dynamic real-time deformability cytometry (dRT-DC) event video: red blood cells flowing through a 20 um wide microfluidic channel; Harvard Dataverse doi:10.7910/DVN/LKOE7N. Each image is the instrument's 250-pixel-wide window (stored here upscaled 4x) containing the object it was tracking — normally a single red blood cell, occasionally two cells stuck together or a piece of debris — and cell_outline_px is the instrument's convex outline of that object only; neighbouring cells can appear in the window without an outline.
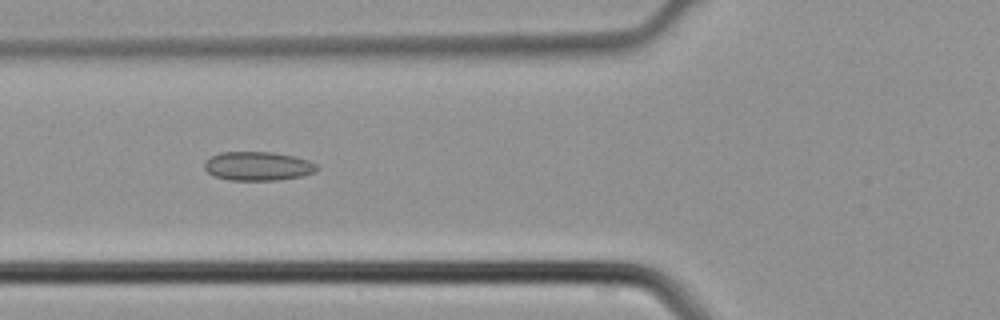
{"species": "common noctule bat (a hibernating species)", "species_latin": "Nyctalus noctula", "temperature_condition": "cold", "stored_images_in_passage": 4, "camera_frame_rate_fps": 3000, "um_per_image_px": 0.085, "animal": {"sex": "male", "body_mass_g": 21.5, "forearm_length_mm": 52.0}, "frame": {"image": 1, "passage_image": 4, "time_ms": 1.0, "image_size_px": [1000, 320], "cell_outline_px": [[320, 168], [312, 172], [300, 176], [276, 180], [228, 180], [212, 176], [204, 168], [204, 164], [212, 156], [220, 152], [272, 152], [296, 156], [308, 160], [316, 164]], "centroid_in_image_um": [21.91, 14.12], "position_along_channel_um": 103.9, "area_um2": 18.9}}